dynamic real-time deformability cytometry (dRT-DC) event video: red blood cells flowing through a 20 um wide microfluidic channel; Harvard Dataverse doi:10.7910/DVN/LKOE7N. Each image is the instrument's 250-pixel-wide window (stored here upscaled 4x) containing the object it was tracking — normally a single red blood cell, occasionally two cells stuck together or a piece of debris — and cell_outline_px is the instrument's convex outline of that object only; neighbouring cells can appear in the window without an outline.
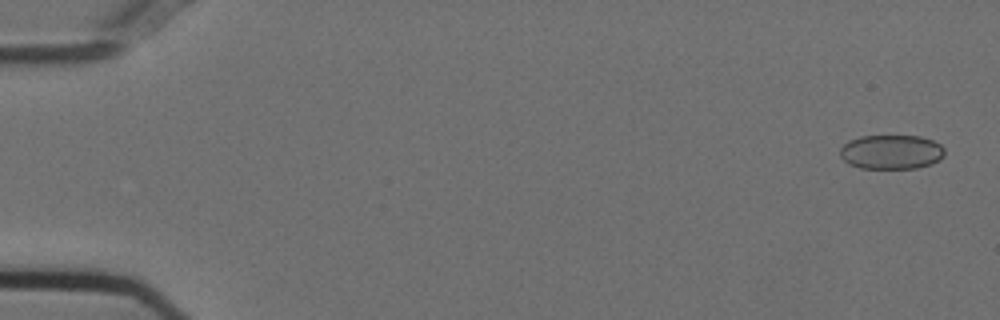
{"species": "Egyptian fruit bat (a non-hibernating species)", "species_latin": "Rousettus aegyptiacus", "temperature_condition": "cold", "stored_images_in_passage": 55, "camera_frame_rate_fps": 3000, "um_per_image_px": 0.085, "animal": {"sex": "female"}, "frame": {"image": 1, "passage_image": 2, "time_ms": 0.333, "image_size_px": [1000, 320], "cell_outline_px": [[944, 156], [940, 160], [932, 164], [916, 168], [860, 168], [848, 164], [840, 156], [840, 148], [848, 140], [860, 136], [920, 136], [932, 140], [940, 144], [944, 148]], "centroid_in_image_um": [75.76, 12.92], "position_along_channel_um": 9.2, "area_um2": 21.1}}
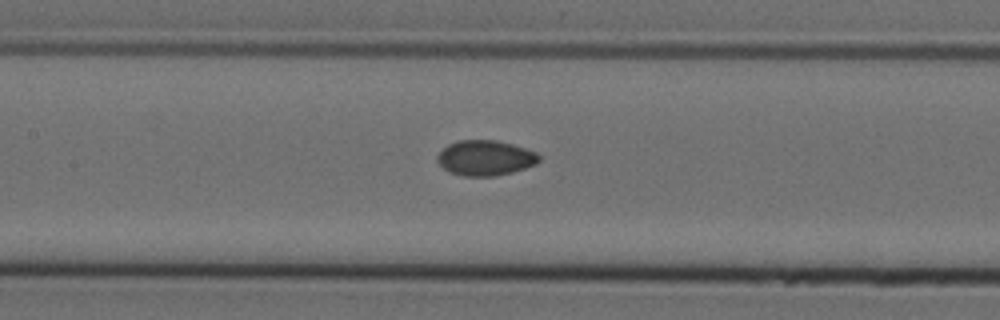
{"frame": {"image": 2, "passage_image": 26, "time_ms": 8.333, "image_size_px": [1000, 320], "cell_outline_px": [[540, 160], [536, 164], [512, 172], [496, 176], [464, 176], [448, 172], [436, 160], [436, 156], [448, 144], [460, 140], [496, 140], [512, 144], [536, 152], [540, 156]], "centroid_in_image_um": [41.24, 13.43], "position_along_channel_um": 166.2, "area_um2": 20.87}}
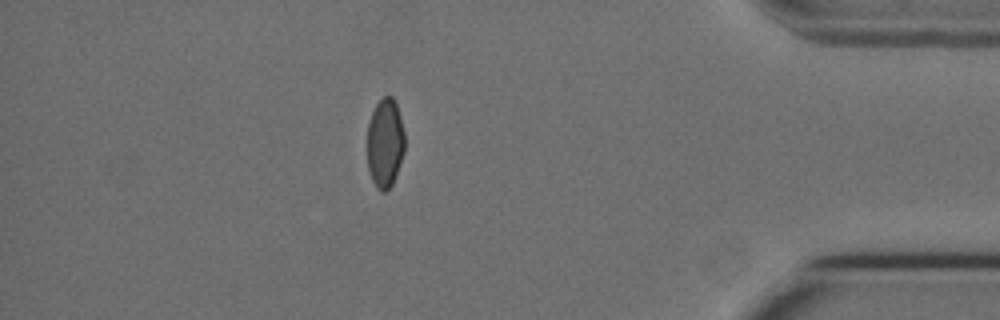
{"frame": {"image": 3, "passage_image": 48, "time_ms": 15.667, "image_size_px": [1000, 320], "cell_outline_px": [[404, 152], [392, 184], [384, 192], [380, 192], [376, 188], [372, 180], [368, 168], [368, 124], [372, 112], [376, 104], [384, 96], [392, 96], [396, 104], [400, 116], [404, 132]], "centroid_in_image_um": [32.72, 12.16], "position_along_channel_um": 402.5, "area_um2": 19.31}, "authors_computed_cell_mechanics": {"area_um2": 20.9236, "velocity_mm_per_s": 3.7366, "shape_relaxation_time_tau1_ms": null, "shape_relaxation_time_tau2_ms": 2.0412, "deformation_change_tau1": null, "deformation_change_tau2": 0.0389}}